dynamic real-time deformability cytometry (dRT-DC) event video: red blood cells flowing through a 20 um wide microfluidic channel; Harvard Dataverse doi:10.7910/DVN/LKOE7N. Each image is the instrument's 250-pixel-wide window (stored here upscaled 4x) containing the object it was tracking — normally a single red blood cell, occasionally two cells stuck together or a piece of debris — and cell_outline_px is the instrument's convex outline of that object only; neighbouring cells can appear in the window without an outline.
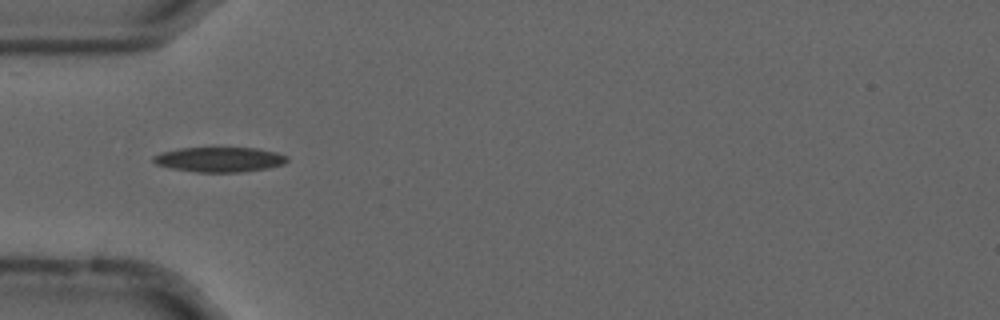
{"species": "common noctule bat (a hibernating species)", "species_latin": "Nyctalus noctula", "temperature_condition": "cold", "stored_images_in_passage": 26, "camera_frame_rate_fps": 3000, "um_per_image_px": 0.085, "animal": {"sex": "male", "forearm_length_mm": 52.5}, "frame": {"image": 1, "passage_image": 4, "time_ms": 1.0, "image_size_px": [1000, 320], "cell_outline_px": [[288, 160], [284, 164], [268, 168], [240, 172], [196, 172], [172, 168], [156, 164], [152, 160], [152, 156], [160, 152], [180, 148], [256, 148], [276, 152], [288, 156]], "centroid_in_image_um": [18.65, 13.55], "position_along_channel_um": 66.3, "area_um2": 19.42}}
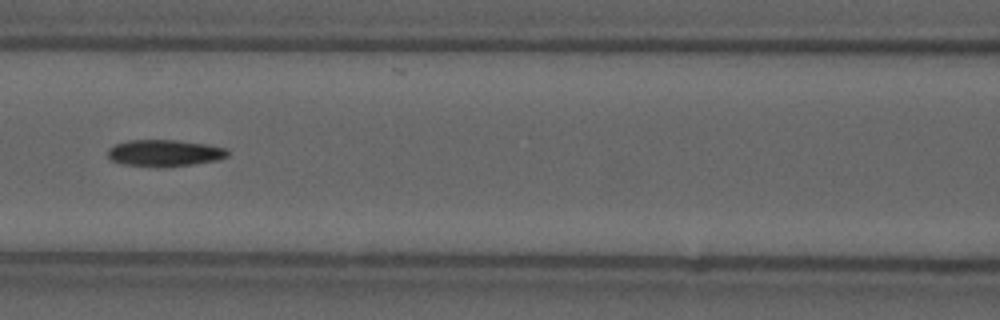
{"frame": {"image": 2, "passage_image": 11, "time_ms": 3.333, "image_size_px": [1000, 320], "cell_outline_px": [[228, 156], [216, 160], [192, 164], [160, 168], [124, 164], [112, 160], [108, 156], [108, 148], [116, 144], [128, 140], [176, 140], [208, 144], [224, 148], [228, 152]], "centroid_in_image_um": [13.97, 13.01], "position_along_channel_um": 152.6, "area_um2": 18.61}}